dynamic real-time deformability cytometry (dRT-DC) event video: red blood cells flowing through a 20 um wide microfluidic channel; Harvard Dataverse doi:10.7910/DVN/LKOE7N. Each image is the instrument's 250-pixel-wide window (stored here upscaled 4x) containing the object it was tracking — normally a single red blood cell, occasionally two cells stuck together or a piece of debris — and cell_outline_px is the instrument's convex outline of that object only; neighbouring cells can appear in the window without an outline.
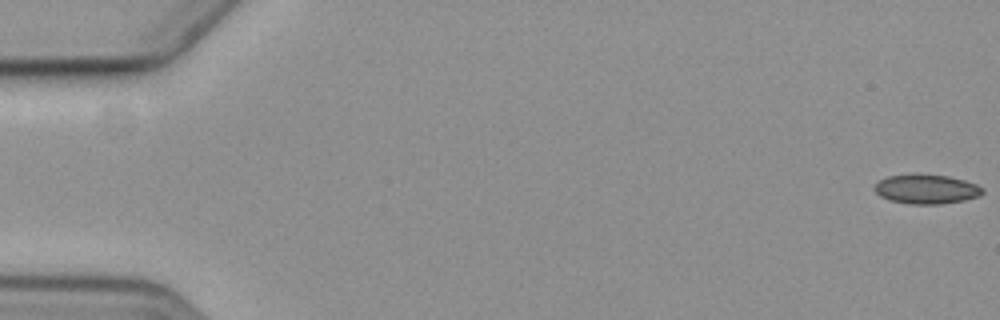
{"species": "common noctule bat (a hibernating species)", "species_latin": "Nyctalus noctula", "temperature_condition": "cold", "stored_images_in_passage": 10, "camera_frame_rate_fps": 3000, "um_per_image_px": 0.085, "animal": {"sex": "female", "body_mass_g": 19.3, "forearm_length_mm": 54.1}, "frame": {"image": 1, "passage_image": 1, "time_ms": 0.0, "image_size_px": [1000, 320], "cell_outline_px": [[984, 192], [980, 196], [964, 200], [940, 204], [912, 204], [892, 200], [880, 196], [872, 188], [880, 180], [888, 176], [912, 172], [948, 176], [964, 180], [976, 184], [984, 188]], "centroid_in_image_um": [78.75, 16.05], "position_along_channel_um": 6.3, "area_um2": 18.79}}
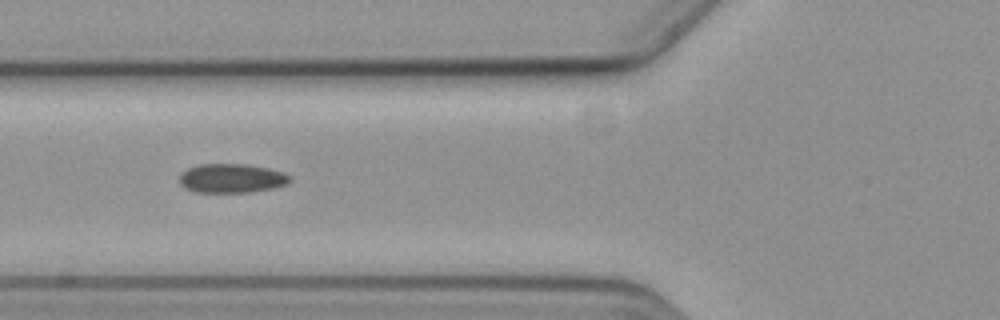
{"frame": {"image": 2, "passage_image": 6, "time_ms": 7.333, "image_size_px": [1000, 320], "cell_outline_px": [[292, 180], [288, 184], [272, 188], [252, 192], [196, 192], [184, 188], [180, 184], [180, 172], [196, 164], [244, 164], [268, 168], [284, 172], [292, 176]], "centroid_in_image_um": [19.7, 15.15], "position_along_channel_um": 106.1, "area_um2": 18.96}}